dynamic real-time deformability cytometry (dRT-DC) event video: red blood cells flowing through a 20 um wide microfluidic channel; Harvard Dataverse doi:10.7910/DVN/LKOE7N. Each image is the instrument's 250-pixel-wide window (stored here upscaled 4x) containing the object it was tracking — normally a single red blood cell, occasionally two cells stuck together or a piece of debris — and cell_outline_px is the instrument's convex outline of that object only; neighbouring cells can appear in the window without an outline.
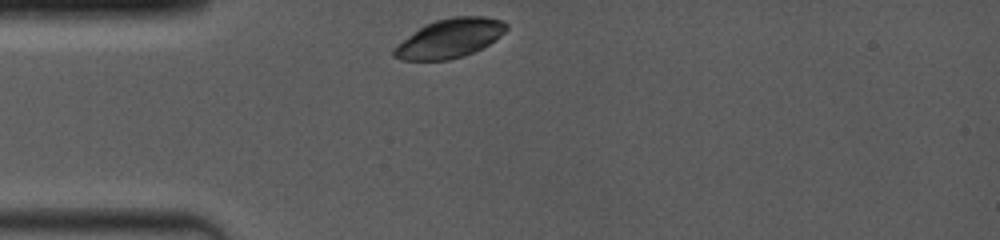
{"species": "common noctule bat (a hibernating species)", "species_latin": "Nyctalus noctula", "temperature_condition": "room temperature", "stored_images_in_passage": 46, "camera_frame_rate_fps": 4000, "um_per_image_px": 0.085, "animal": {"sex": "female", "body_mass_g": 19.0, "forearm_length_mm": 53.3}, "frame": {"image": 1, "passage_image": 1, "time_ms": 0.0, "image_size_px": [1000, 240], "cell_outline_px": [[508, 28], [500, 36], [488, 44], [464, 56], [448, 60], [400, 60], [392, 56], [392, 48], [396, 44], [424, 24], [436, 20], [452, 16], [484, 16], [500, 20], [508, 24]], "centroid_in_image_um": [38.18, 3.25], "position_along_channel_um": 46.8, "area_um2": 25.61}}
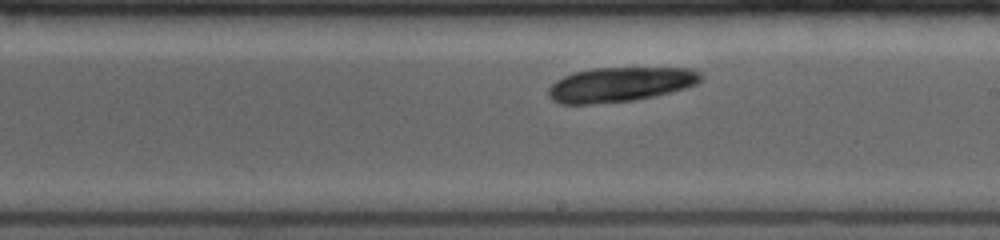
{"frame": {"image": 2, "passage_image": 27, "time_ms": 5.25, "image_size_px": [1000, 240], "cell_outline_px": [[704, 76], [696, 84], [684, 88], [636, 100], [592, 104], [560, 104], [552, 100], [548, 96], [548, 88], [556, 80], [572, 72], [592, 68], [692, 68], [700, 72]], "centroid_in_image_um": [52.68, 7.17], "position_along_channel_um": 236.3, "area_um2": 30.81}}
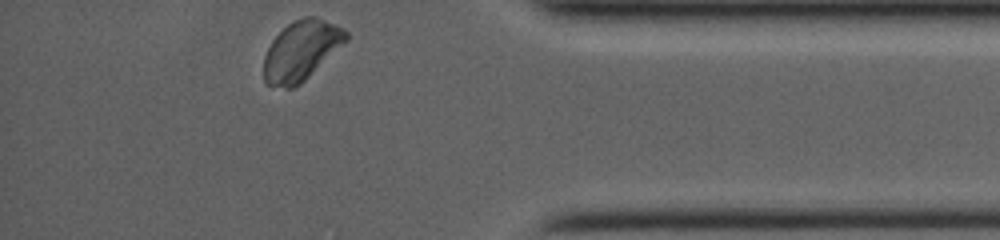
{"frame": {"image": 3, "passage_image": 46, "time_ms": 10.0, "image_size_px": [1000, 240], "cell_outline_px": [[348, 40], [300, 84], [292, 88], [284, 88], [268, 84], [264, 80], [264, 56], [272, 40], [292, 20], [304, 16], [316, 16], [336, 24], [344, 28], [348, 32]], "centroid_in_image_um": [25.62, 4.27], "position_along_channel_um": 409.6, "area_um2": 28.55}}